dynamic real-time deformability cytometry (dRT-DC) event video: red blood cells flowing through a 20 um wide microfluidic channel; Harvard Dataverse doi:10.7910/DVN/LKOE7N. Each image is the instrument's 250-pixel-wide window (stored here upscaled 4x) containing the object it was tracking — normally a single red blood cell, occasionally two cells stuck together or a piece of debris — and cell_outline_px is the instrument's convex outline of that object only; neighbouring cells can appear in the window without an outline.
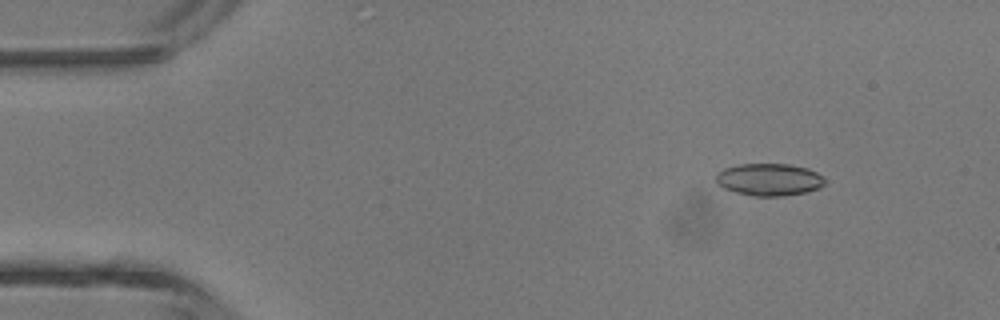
{"species": "common noctule bat (a hibernating species)", "species_latin": "Nyctalus noctula", "temperature_condition": "room temperature", "stored_images_in_passage": 4, "camera_frame_rate_fps": 3000, "um_per_image_px": 0.085, "animal": {"sex": "male", "body_mass_g": 13.3}, "frame": {"image": 1, "passage_image": 2, "time_ms": 1.0, "image_size_px": [1000, 320], "cell_outline_px": [[824, 184], [820, 188], [804, 192], [784, 196], [752, 196], [736, 192], [724, 188], [716, 184], [716, 172], [724, 168], [740, 164], [788, 164], [808, 168], [824, 176]], "centroid_in_image_um": [65.36, 15.26], "position_along_channel_um": 19.6, "area_um2": 20.58}}
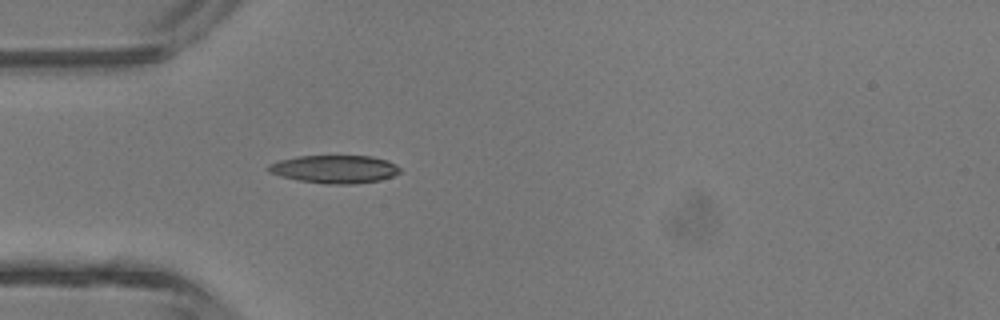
{"frame": {"image": 2, "passage_image": 4, "time_ms": 3.667, "image_size_px": [1000, 320], "cell_outline_px": [[400, 172], [392, 176], [380, 180], [356, 184], [324, 184], [300, 180], [280, 176], [268, 172], [264, 168], [268, 164], [280, 160], [296, 156], [372, 156], [388, 160], [396, 164], [400, 168]], "centroid_in_image_um": [28.42, 14.37], "position_along_channel_um": 56.6, "area_um2": 21.68}}